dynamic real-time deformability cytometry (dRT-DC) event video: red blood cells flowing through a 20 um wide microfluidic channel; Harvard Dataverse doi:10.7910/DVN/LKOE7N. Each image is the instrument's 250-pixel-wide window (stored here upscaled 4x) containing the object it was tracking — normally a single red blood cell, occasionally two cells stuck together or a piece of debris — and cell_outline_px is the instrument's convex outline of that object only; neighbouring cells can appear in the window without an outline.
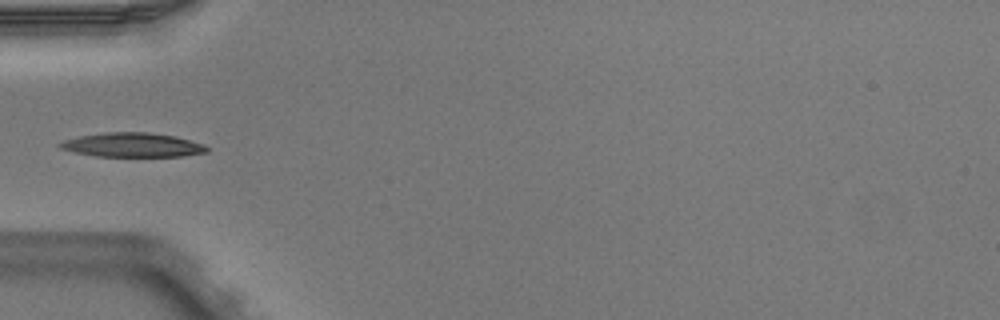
{"species": "Egyptian fruit bat (a non-hibernating species)", "species_latin": "Rousettus aegyptiacus", "temperature_condition": "warm", "stored_images_in_passage": 5, "camera_frame_rate_fps": 3000, "um_per_image_px": 0.085, "animal": {"sex": "male"}, "frame": {"image": 1, "passage_image": 4, "time_ms": 1.0, "image_size_px": [1000, 320], "cell_outline_px": [[208, 152], [184, 156], [96, 156], [76, 152], [60, 148], [56, 144], [64, 140], [80, 136], [108, 132], [144, 132], [176, 136], [204, 144], [208, 148]], "centroid_in_image_um": [11.28, 12.32], "position_along_channel_um": 73.7, "area_um2": 20.58}}
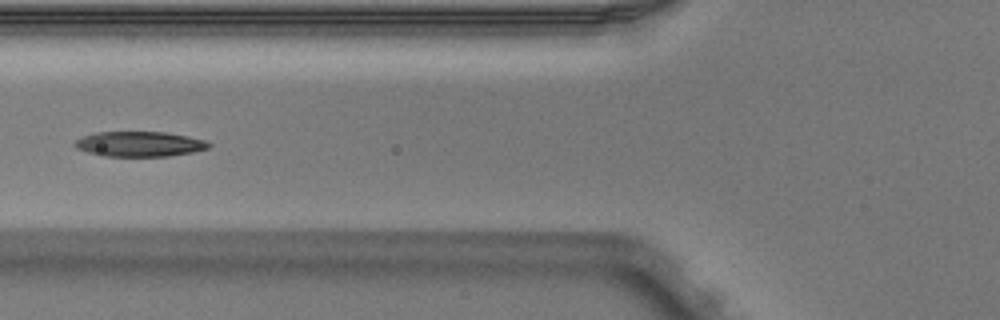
{"frame": {"image": 2, "passage_image": 5, "time_ms": 1.333, "image_size_px": [1000, 320], "cell_outline_px": [[212, 144], [208, 148], [192, 152], [168, 156], [104, 156], [88, 152], [76, 148], [72, 144], [76, 140], [84, 136], [96, 132], [164, 132], [188, 136], [204, 140]], "centroid_in_image_um": [11.85, 12.24], "position_along_channel_um": 114.0, "area_um2": 19.48}}